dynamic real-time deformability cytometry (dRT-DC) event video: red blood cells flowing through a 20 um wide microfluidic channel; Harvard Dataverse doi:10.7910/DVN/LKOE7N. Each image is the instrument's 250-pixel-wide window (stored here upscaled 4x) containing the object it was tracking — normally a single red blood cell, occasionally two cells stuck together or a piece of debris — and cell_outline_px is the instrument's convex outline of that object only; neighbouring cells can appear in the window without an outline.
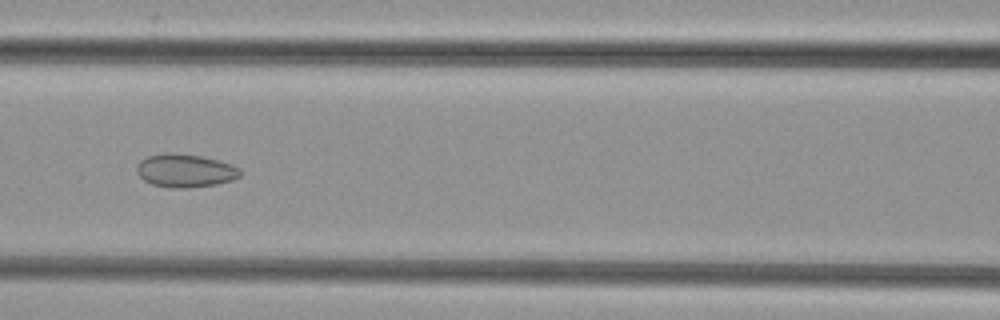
{"species": "common noctule bat (a hibernating species)", "species_latin": "Nyctalus noctula", "temperature_condition": "cold", "stored_images_in_passage": 32, "camera_frame_rate_fps": 3000, "um_per_image_px": 0.085, "animal": {"sex": "female", "body_mass_g": 29.2, "forearm_length_mm": 56.3}, "frame": {"image": 1, "passage_image": 10, "time_ms": 3.0, "image_size_px": [1000, 320], "cell_outline_px": [[240, 176], [232, 180], [216, 184], [188, 188], [168, 188], [152, 184], [144, 180], [136, 172], [136, 164], [140, 160], [148, 156], [164, 152], [176, 152], [204, 156], [232, 164], [240, 168]], "centroid_in_image_um": [15.72, 14.49], "position_along_channel_um": 150.9, "area_um2": 20.4}}
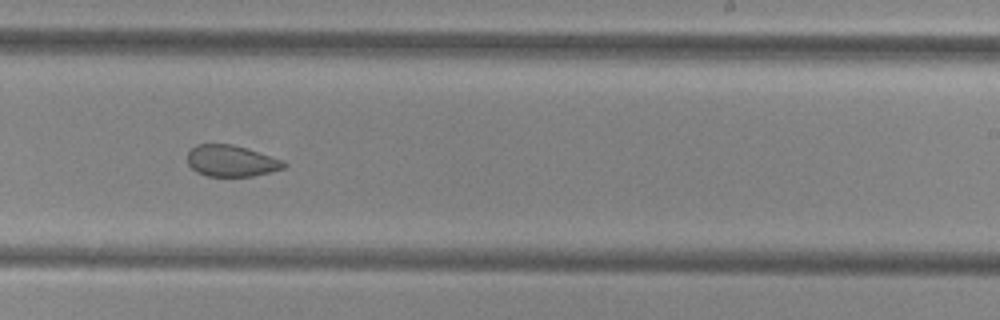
{"frame": {"image": 2, "passage_image": 19, "time_ms": 6.0, "image_size_px": [1000, 320], "cell_outline_px": [[288, 164], [284, 168], [252, 176], [208, 176], [196, 172], [188, 164], [188, 152], [196, 144], [232, 144], [248, 148], [284, 160]], "centroid_in_image_um": [19.67, 13.67], "position_along_channel_um": 269.3, "area_um2": 17.69}}
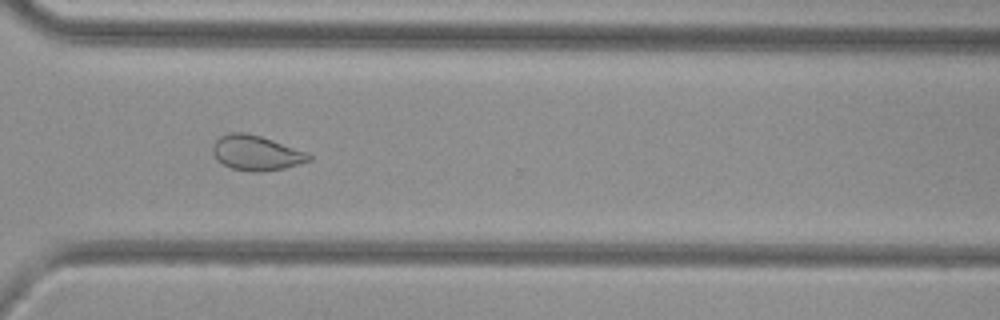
{"frame": {"image": 3, "passage_image": 25, "time_ms": 8.0, "image_size_px": [1000, 320], "cell_outline_px": [[312, 160], [300, 164], [284, 168], [260, 172], [252, 172], [232, 168], [224, 164], [212, 152], [212, 144], [220, 136], [228, 132], [244, 132], [260, 136], [272, 140], [304, 152], [312, 156]], "centroid_in_image_um": [21.76, 12.99], "position_along_channel_um": 348.8, "area_um2": 19.31}}